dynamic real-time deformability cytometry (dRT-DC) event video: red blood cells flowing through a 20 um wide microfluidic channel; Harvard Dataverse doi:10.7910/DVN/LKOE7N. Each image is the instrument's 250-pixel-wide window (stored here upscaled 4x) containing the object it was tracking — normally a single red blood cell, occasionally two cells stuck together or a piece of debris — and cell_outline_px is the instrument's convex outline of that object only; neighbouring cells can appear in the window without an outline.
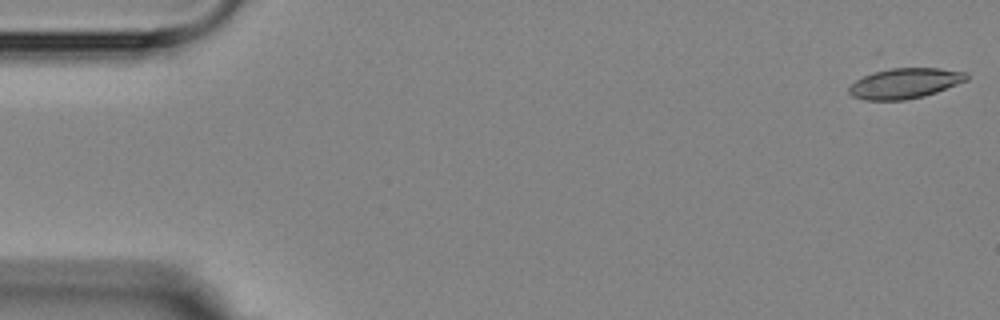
{"species": "Egyptian fruit bat (a non-hibernating species)", "species_latin": "Rousettus aegyptiacus", "temperature_condition": "room temperature", "stored_images_in_passage": 4, "camera_frame_rate_fps": 3000, "um_per_image_px": 0.085, "animal": {"sex": "female"}, "frame": {"image": 1, "passage_image": 1, "time_ms": 0.0, "image_size_px": [1000, 320], "cell_outline_px": [[968, 80], [936, 92], [924, 96], [904, 100], [864, 100], [852, 96], [848, 92], [848, 88], [856, 80], [864, 76], [876, 72], [892, 68], [940, 68], [968, 72]], "centroid_in_image_um": [76.94, 7.08], "position_along_channel_um": 8.1, "area_um2": 20.69}}